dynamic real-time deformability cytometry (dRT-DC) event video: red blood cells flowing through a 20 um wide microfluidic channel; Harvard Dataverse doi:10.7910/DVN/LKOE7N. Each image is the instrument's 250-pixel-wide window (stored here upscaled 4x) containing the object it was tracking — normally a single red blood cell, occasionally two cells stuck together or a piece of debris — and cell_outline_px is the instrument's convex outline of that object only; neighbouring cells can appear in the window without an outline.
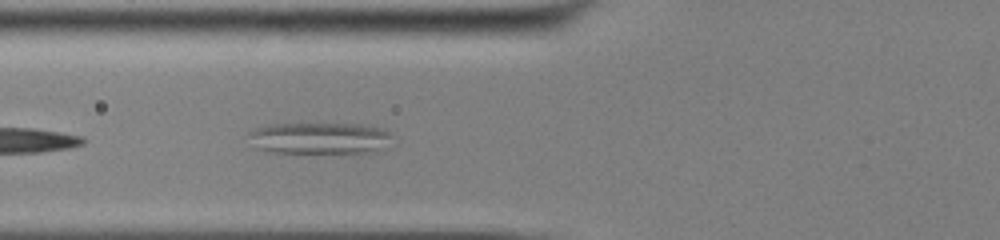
{"species": "common noctule bat (a hibernating species)", "species_latin": "Nyctalus noctula", "temperature_condition": "cold", "stored_images_in_passage": 36, "camera_frame_rate_fps": 3000, "um_per_image_px": 0.085, "animal": {"sex": "male", "body_mass_g": 13.0, "forearm_length_mm": 53.1}, "frame": {"image": 1, "passage_image": 4, "time_ms": 1.0, "image_size_px": [1000, 240], "cell_outline_px": [[396, 144], [380, 152], [276, 152], [260, 148], [248, 132], [256, 128], [268, 124], [368, 124], [384, 128], [392, 136]], "centroid_in_image_um": [27.41, 11.73], "position_along_channel_um": 98.4, "area_um2": 26.53}}
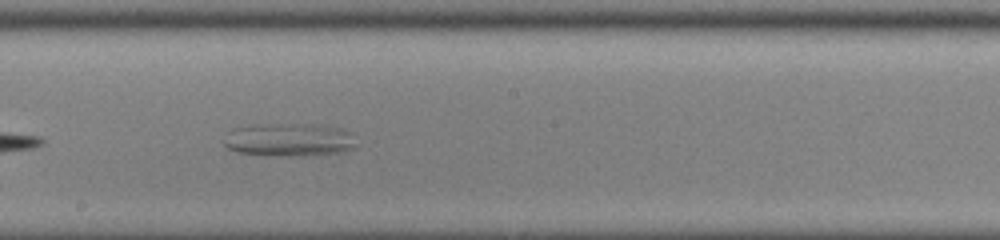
{"frame": {"image": 2, "passage_image": 14, "time_ms": 4.333, "image_size_px": [1000, 240], "cell_outline_px": [[356, 148], [340, 152], [304, 156], [280, 156], [236, 152], [228, 148], [224, 144], [228, 132], [232, 128], [256, 124], [296, 124], [336, 128], [348, 132], [356, 144]], "centroid_in_image_um": [24.52, 11.9], "position_along_channel_um": 223.7, "area_um2": 25.2}}
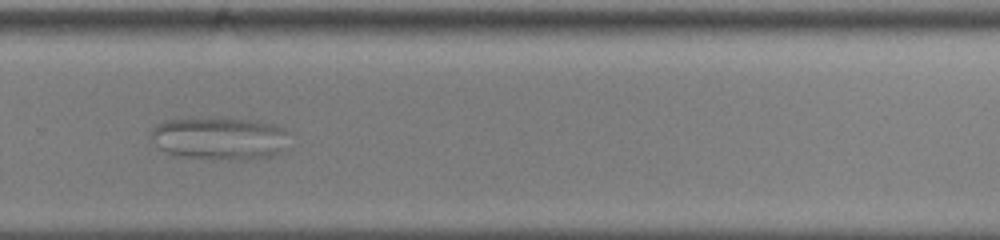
{"frame": {"image": 3, "passage_image": 21, "time_ms": 6.667, "image_size_px": [1000, 240], "cell_outline_px": [[288, 132], [276, 152], [268, 156], [228, 160], [180, 156], [168, 152], [160, 148], [152, 140], [152, 132], [156, 124], [164, 120], [256, 120], [272, 124]], "centroid_in_image_um": [18.57, 11.77], "position_along_channel_um": 311.2, "area_um2": 32.6}}